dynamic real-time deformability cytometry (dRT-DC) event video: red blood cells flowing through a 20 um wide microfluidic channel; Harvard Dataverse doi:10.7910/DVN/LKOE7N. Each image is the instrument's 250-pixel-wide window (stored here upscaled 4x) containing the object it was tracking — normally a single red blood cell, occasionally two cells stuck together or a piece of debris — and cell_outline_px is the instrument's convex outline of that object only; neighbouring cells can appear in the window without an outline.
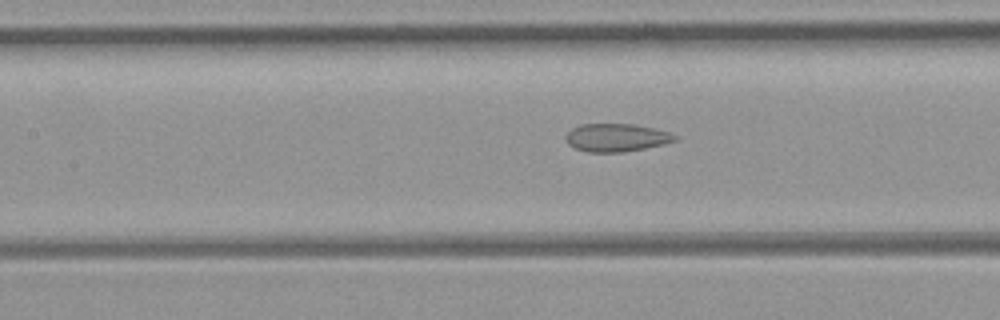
{"species": "common noctule bat (a hibernating species)", "species_latin": "Nyctalus noctula", "temperature_condition": "room temperature", "stored_images_in_passage": 5, "segment_of_instrument_passage": [2, 2], "camera_frame_rate_fps": 3000, "um_per_image_px": 0.085, "animal": {"sex": "female", "body_mass_g": 21.9}, "frame": {"image": 1, "passage_image": 5, "time_ms": 1.333, "image_size_px": [1000, 320], "cell_outline_px": [[676, 140], [664, 144], [624, 152], [588, 152], [576, 148], [568, 144], [564, 136], [572, 128], [580, 124], [632, 124], [652, 128], [668, 132], [676, 136]], "centroid_in_image_um": [52.35, 11.7], "position_along_channel_um": 155.1, "area_um2": 17.63}}